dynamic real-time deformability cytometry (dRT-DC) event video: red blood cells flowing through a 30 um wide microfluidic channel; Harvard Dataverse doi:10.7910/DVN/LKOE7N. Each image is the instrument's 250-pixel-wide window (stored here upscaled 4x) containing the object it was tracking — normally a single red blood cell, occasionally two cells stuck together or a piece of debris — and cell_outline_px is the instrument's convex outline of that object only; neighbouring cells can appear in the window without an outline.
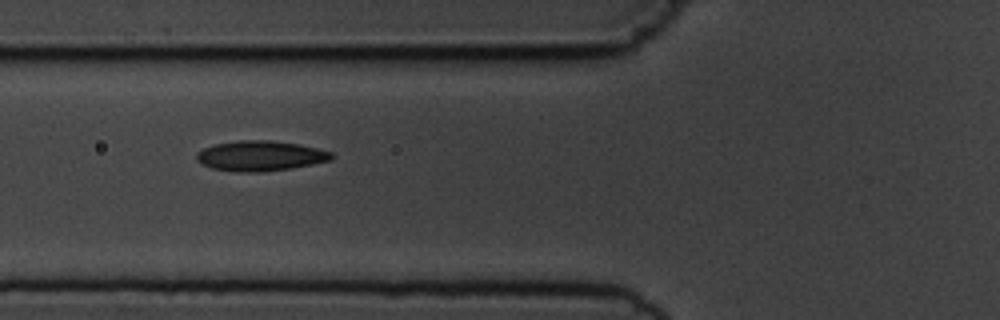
{"species": "common noctule bat (a hibernating species)", "species_latin": "Nyctalus noctula", "temperature_condition": "cold", "stored_images_in_passage": 7, "camera_frame_rate_fps": 3000, "um_per_image_px": 0.085, "animal": {"sex": "male", "body_mass_g": 19.5, "forearm_length_mm": 54.6}, "frame": {"image": 1, "passage_image": 6, "time_ms": 6.0, "image_size_px": [1000, 320], "cell_outline_px": [[332, 160], [292, 168], [260, 172], [240, 172], [212, 168], [196, 160], [196, 152], [204, 148], [216, 144], [236, 140], [268, 140], [300, 144], [332, 152]], "centroid_in_image_um": [22.12, 13.24], "position_along_channel_um": 103.7, "area_um2": 23.64}}
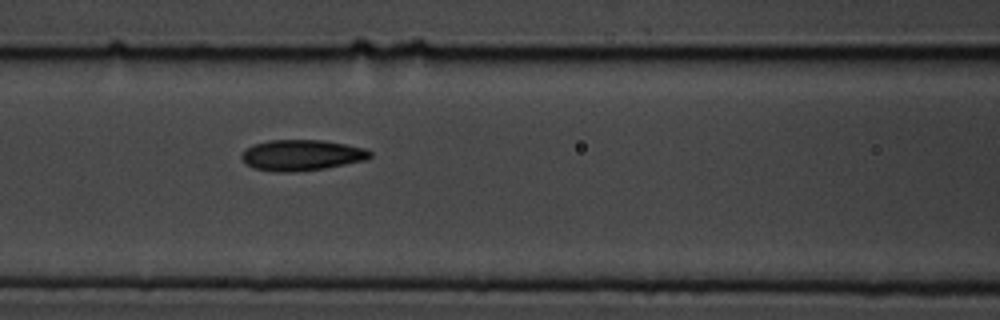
{"frame": {"image": 2, "passage_image": 7, "time_ms": 7.0, "image_size_px": [1000, 320], "cell_outline_px": [[372, 156], [368, 160], [324, 168], [292, 172], [276, 172], [252, 168], [240, 156], [252, 144], [268, 140], [324, 140], [364, 148], [372, 152]], "centroid_in_image_um": [25.66, 13.19], "position_along_channel_um": 140.9, "area_um2": 23.06}}